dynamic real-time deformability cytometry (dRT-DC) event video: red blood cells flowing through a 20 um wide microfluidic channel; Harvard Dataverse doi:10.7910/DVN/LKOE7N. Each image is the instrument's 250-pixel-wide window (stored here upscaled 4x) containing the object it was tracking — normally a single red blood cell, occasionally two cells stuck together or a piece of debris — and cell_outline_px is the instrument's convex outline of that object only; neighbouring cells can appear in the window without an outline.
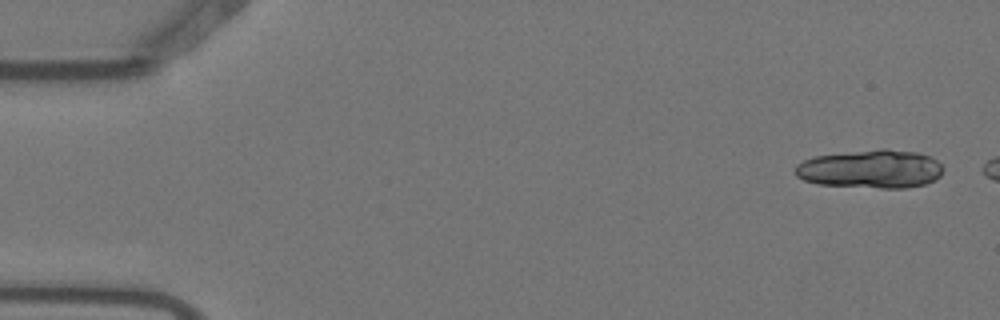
{"species": "Egyptian fruit bat (a non-hibernating species)", "species_latin": "Rousettus aegyptiacus", "temperature_condition": "warm", "stored_images_in_passage": 3, "camera_frame_rate_fps": 3000, "um_per_image_px": 0.085, "animal": {"sex": "female"}, "frame": {"image": 1, "passage_image": 1, "time_ms": 0.0, "image_size_px": [1000, 320], "cell_outline_px": [[944, 168], [940, 176], [936, 180], [924, 184], [904, 188], [880, 188], [820, 184], [804, 180], [796, 176], [796, 164], [804, 160], [816, 156], [880, 148], [888, 148], [920, 152], [936, 160]], "centroid_in_image_um": [74.05, 14.35], "position_along_channel_um": 10.9, "area_um2": 33.23}}